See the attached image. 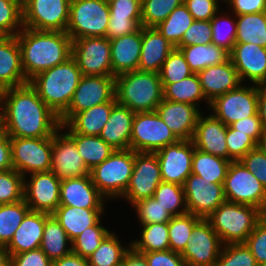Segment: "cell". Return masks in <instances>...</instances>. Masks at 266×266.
I'll use <instances>...</instances> for the list:
<instances>
[{"mask_svg":"<svg viewBox=\"0 0 266 266\" xmlns=\"http://www.w3.org/2000/svg\"><path fill=\"white\" fill-rule=\"evenodd\" d=\"M60 125L59 116L39 98L30 83L7 88L0 128L9 137H50Z\"/></svg>","mask_w":266,"mask_h":266,"instance_id":"1","label":"cell"},{"mask_svg":"<svg viewBox=\"0 0 266 266\" xmlns=\"http://www.w3.org/2000/svg\"><path fill=\"white\" fill-rule=\"evenodd\" d=\"M16 37L28 81L72 56V39L66 32L38 31L23 27Z\"/></svg>","mask_w":266,"mask_h":266,"instance_id":"2","label":"cell"},{"mask_svg":"<svg viewBox=\"0 0 266 266\" xmlns=\"http://www.w3.org/2000/svg\"><path fill=\"white\" fill-rule=\"evenodd\" d=\"M75 59L42 71L29 80L39 98L59 117L68 109L82 77Z\"/></svg>","mask_w":266,"mask_h":266,"instance_id":"3","label":"cell"},{"mask_svg":"<svg viewBox=\"0 0 266 266\" xmlns=\"http://www.w3.org/2000/svg\"><path fill=\"white\" fill-rule=\"evenodd\" d=\"M115 99L135 113L155 111L163 99L159 73L135 70L115 76Z\"/></svg>","mask_w":266,"mask_h":266,"instance_id":"4","label":"cell"},{"mask_svg":"<svg viewBox=\"0 0 266 266\" xmlns=\"http://www.w3.org/2000/svg\"><path fill=\"white\" fill-rule=\"evenodd\" d=\"M264 215L254 206L225 200L206 219L225 245L244 243Z\"/></svg>","mask_w":266,"mask_h":266,"instance_id":"5","label":"cell"},{"mask_svg":"<svg viewBox=\"0 0 266 266\" xmlns=\"http://www.w3.org/2000/svg\"><path fill=\"white\" fill-rule=\"evenodd\" d=\"M134 166V151L114 150L102 163L90 170L93 184L105 197H123Z\"/></svg>","mask_w":266,"mask_h":266,"instance_id":"6","label":"cell"},{"mask_svg":"<svg viewBox=\"0 0 266 266\" xmlns=\"http://www.w3.org/2000/svg\"><path fill=\"white\" fill-rule=\"evenodd\" d=\"M110 10L105 0H71L66 33L72 41L84 37H106Z\"/></svg>","mask_w":266,"mask_h":266,"instance_id":"7","label":"cell"},{"mask_svg":"<svg viewBox=\"0 0 266 266\" xmlns=\"http://www.w3.org/2000/svg\"><path fill=\"white\" fill-rule=\"evenodd\" d=\"M223 188L227 201L254 206L266 215V189L240 161H231Z\"/></svg>","mask_w":266,"mask_h":266,"instance_id":"8","label":"cell"},{"mask_svg":"<svg viewBox=\"0 0 266 266\" xmlns=\"http://www.w3.org/2000/svg\"><path fill=\"white\" fill-rule=\"evenodd\" d=\"M178 140L156 111L135 113L130 138L131 150L155 153Z\"/></svg>","mask_w":266,"mask_h":266,"instance_id":"9","label":"cell"},{"mask_svg":"<svg viewBox=\"0 0 266 266\" xmlns=\"http://www.w3.org/2000/svg\"><path fill=\"white\" fill-rule=\"evenodd\" d=\"M12 166L24 179L26 173L50 171L52 136L42 138L10 137Z\"/></svg>","mask_w":266,"mask_h":266,"instance_id":"10","label":"cell"},{"mask_svg":"<svg viewBox=\"0 0 266 266\" xmlns=\"http://www.w3.org/2000/svg\"><path fill=\"white\" fill-rule=\"evenodd\" d=\"M115 99V77L83 75L68 109L59 117L66 124L76 113Z\"/></svg>","mask_w":266,"mask_h":266,"instance_id":"11","label":"cell"},{"mask_svg":"<svg viewBox=\"0 0 266 266\" xmlns=\"http://www.w3.org/2000/svg\"><path fill=\"white\" fill-rule=\"evenodd\" d=\"M71 0H27L22 5L23 26L38 31L66 32Z\"/></svg>","mask_w":266,"mask_h":266,"instance_id":"12","label":"cell"},{"mask_svg":"<svg viewBox=\"0 0 266 266\" xmlns=\"http://www.w3.org/2000/svg\"><path fill=\"white\" fill-rule=\"evenodd\" d=\"M72 57L82 75L113 76L110 39L84 37L72 41Z\"/></svg>","mask_w":266,"mask_h":266,"instance_id":"13","label":"cell"},{"mask_svg":"<svg viewBox=\"0 0 266 266\" xmlns=\"http://www.w3.org/2000/svg\"><path fill=\"white\" fill-rule=\"evenodd\" d=\"M212 115L226 126L258 113L257 85L246 87L242 84L235 90L218 96L210 102ZM215 112V113H214Z\"/></svg>","mask_w":266,"mask_h":266,"instance_id":"14","label":"cell"},{"mask_svg":"<svg viewBox=\"0 0 266 266\" xmlns=\"http://www.w3.org/2000/svg\"><path fill=\"white\" fill-rule=\"evenodd\" d=\"M161 182V170L156 154L134 151L133 171L123 197L133 205L137 201L153 197Z\"/></svg>","mask_w":266,"mask_h":266,"instance_id":"15","label":"cell"},{"mask_svg":"<svg viewBox=\"0 0 266 266\" xmlns=\"http://www.w3.org/2000/svg\"><path fill=\"white\" fill-rule=\"evenodd\" d=\"M223 243L207 219L193 227L186 248L181 253L187 266H215Z\"/></svg>","mask_w":266,"mask_h":266,"instance_id":"16","label":"cell"},{"mask_svg":"<svg viewBox=\"0 0 266 266\" xmlns=\"http://www.w3.org/2000/svg\"><path fill=\"white\" fill-rule=\"evenodd\" d=\"M24 179L23 199L32 211L52 215L60 206L61 180L52 172H37Z\"/></svg>","mask_w":266,"mask_h":266,"instance_id":"17","label":"cell"},{"mask_svg":"<svg viewBox=\"0 0 266 266\" xmlns=\"http://www.w3.org/2000/svg\"><path fill=\"white\" fill-rule=\"evenodd\" d=\"M188 212L206 219L226 199L223 184L207 181L196 174H190L183 185Z\"/></svg>","mask_w":266,"mask_h":266,"instance_id":"18","label":"cell"},{"mask_svg":"<svg viewBox=\"0 0 266 266\" xmlns=\"http://www.w3.org/2000/svg\"><path fill=\"white\" fill-rule=\"evenodd\" d=\"M195 147L192 140H178L155 152L163 182L184 185L192 173V156Z\"/></svg>","mask_w":266,"mask_h":266,"instance_id":"19","label":"cell"},{"mask_svg":"<svg viewBox=\"0 0 266 266\" xmlns=\"http://www.w3.org/2000/svg\"><path fill=\"white\" fill-rule=\"evenodd\" d=\"M59 129L52 135V171L61 181L90 175L75 142ZM62 133V134H61Z\"/></svg>","mask_w":266,"mask_h":266,"instance_id":"20","label":"cell"},{"mask_svg":"<svg viewBox=\"0 0 266 266\" xmlns=\"http://www.w3.org/2000/svg\"><path fill=\"white\" fill-rule=\"evenodd\" d=\"M230 59L242 81L266 83V48L252 43H235Z\"/></svg>","mask_w":266,"mask_h":266,"instance_id":"21","label":"cell"},{"mask_svg":"<svg viewBox=\"0 0 266 266\" xmlns=\"http://www.w3.org/2000/svg\"><path fill=\"white\" fill-rule=\"evenodd\" d=\"M155 111L179 140H192L201 114L197 106L163 98Z\"/></svg>","mask_w":266,"mask_h":266,"instance_id":"22","label":"cell"},{"mask_svg":"<svg viewBox=\"0 0 266 266\" xmlns=\"http://www.w3.org/2000/svg\"><path fill=\"white\" fill-rule=\"evenodd\" d=\"M227 126L212 114L198 117L192 138L194 147L205 152L229 160L226 145Z\"/></svg>","mask_w":266,"mask_h":266,"instance_id":"23","label":"cell"},{"mask_svg":"<svg viewBox=\"0 0 266 266\" xmlns=\"http://www.w3.org/2000/svg\"><path fill=\"white\" fill-rule=\"evenodd\" d=\"M103 199L105 197L93 184L90 175L61 181L60 206L104 209Z\"/></svg>","mask_w":266,"mask_h":266,"instance_id":"24","label":"cell"},{"mask_svg":"<svg viewBox=\"0 0 266 266\" xmlns=\"http://www.w3.org/2000/svg\"><path fill=\"white\" fill-rule=\"evenodd\" d=\"M197 75L208 105L218 96L235 90L242 83L231 59L223 64L209 66Z\"/></svg>","mask_w":266,"mask_h":266,"instance_id":"25","label":"cell"},{"mask_svg":"<svg viewBox=\"0 0 266 266\" xmlns=\"http://www.w3.org/2000/svg\"><path fill=\"white\" fill-rule=\"evenodd\" d=\"M142 46V26L135 32L110 39L113 76L138 70Z\"/></svg>","mask_w":266,"mask_h":266,"instance_id":"26","label":"cell"},{"mask_svg":"<svg viewBox=\"0 0 266 266\" xmlns=\"http://www.w3.org/2000/svg\"><path fill=\"white\" fill-rule=\"evenodd\" d=\"M175 46L155 27L142 26V46L138 70L159 73Z\"/></svg>","mask_w":266,"mask_h":266,"instance_id":"27","label":"cell"},{"mask_svg":"<svg viewBox=\"0 0 266 266\" xmlns=\"http://www.w3.org/2000/svg\"><path fill=\"white\" fill-rule=\"evenodd\" d=\"M134 116L135 112L117 102L99 136L115 150L130 149Z\"/></svg>","mask_w":266,"mask_h":266,"instance_id":"28","label":"cell"},{"mask_svg":"<svg viewBox=\"0 0 266 266\" xmlns=\"http://www.w3.org/2000/svg\"><path fill=\"white\" fill-rule=\"evenodd\" d=\"M50 214L30 210L6 246L10 255L39 249L43 239L44 225Z\"/></svg>","mask_w":266,"mask_h":266,"instance_id":"29","label":"cell"},{"mask_svg":"<svg viewBox=\"0 0 266 266\" xmlns=\"http://www.w3.org/2000/svg\"><path fill=\"white\" fill-rule=\"evenodd\" d=\"M0 83L12 88L29 83L22 67L21 49L16 36L0 42Z\"/></svg>","mask_w":266,"mask_h":266,"instance_id":"30","label":"cell"},{"mask_svg":"<svg viewBox=\"0 0 266 266\" xmlns=\"http://www.w3.org/2000/svg\"><path fill=\"white\" fill-rule=\"evenodd\" d=\"M116 103L109 101L76 113L66 124H61L60 129H69L67 133L99 136Z\"/></svg>","mask_w":266,"mask_h":266,"instance_id":"31","label":"cell"},{"mask_svg":"<svg viewBox=\"0 0 266 266\" xmlns=\"http://www.w3.org/2000/svg\"><path fill=\"white\" fill-rule=\"evenodd\" d=\"M104 209H84L71 206H59L52 216L73 241L88 227L94 226L100 219Z\"/></svg>","mask_w":266,"mask_h":266,"instance_id":"32","label":"cell"},{"mask_svg":"<svg viewBox=\"0 0 266 266\" xmlns=\"http://www.w3.org/2000/svg\"><path fill=\"white\" fill-rule=\"evenodd\" d=\"M193 73H198L212 65L223 64L230 59V53L225 49L210 43L190 46H176Z\"/></svg>","mask_w":266,"mask_h":266,"instance_id":"33","label":"cell"},{"mask_svg":"<svg viewBox=\"0 0 266 266\" xmlns=\"http://www.w3.org/2000/svg\"><path fill=\"white\" fill-rule=\"evenodd\" d=\"M66 134L75 142L77 150L89 170L106 160L115 150L100 136L78 133Z\"/></svg>","mask_w":266,"mask_h":266,"instance_id":"34","label":"cell"},{"mask_svg":"<svg viewBox=\"0 0 266 266\" xmlns=\"http://www.w3.org/2000/svg\"><path fill=\"white\" fill-rule=\"evenodd\" d=\"M68 242L72 244L59 222L50 215L44 225L40 249L51 261H55L72 252V246L67 247Z\"/></svg>","mask_w":266,"mask_h":266,"instance_id":"35","label":"cell"},{"mask_svg":"<svg viewBox=\"0 0 266 266\" xmlns=\"http://www.w3.org/2000/svg\"><path fill=\"white\" fill-rule=\"evenodd\" d=\"M231 161L205 153L195 148L192 156V174L205 178L207 181L224 184Z\"/></svg>","mask_w":266,"mask_h":266,"instance_id":"36","label":"cell"},{"mask_svg":"<svg viewBox=\"0 0 266 266\" xmlns=\"http://www.w3.org/2000/svg\"><path fill=\"white\" fill-rule=\"evenodd\" d=\"M236 17V43H252L266 48V12Z\"/></svg>","mask_w":266,"mask_h":266,"instance_id":"37","label":"cell"},{"mask_svg":"<svg viewBox=\"0 0 266 266\" xmlns=\"http://www.w3.org/2000/svg\"><path fill=\"white\" fill-rule=\"evenodd\" d=\"M163 98L174 102L199 106V100H207L203 94L197 73L176 83L162 84Z\"/></svg>","mask_w":266,"mask_h":266,"instance_id":"38","label":"cell"},{"mask_svg":"<svg viewBox=\"0 0 266 266\" xmlns=\"http://www.w3.org/2000/svg\"><path fill=\"white\" fill-rule=\"evenodd\" d=\"M194 18L182 3L175 8L168 17L155 28L175 47L181 42L185 31L192 25Z\"/></svg>","mask_w":266,"mask_h":266,"instance_id":"39","label":"cell"},{"mask_svg":"<svg viewBox=\"0 0 266 266\" xmlns=\"http://www.w3.org/2000/svg\"><path fill=\"white\" fill-rule=\"evenodd\" d=\"M140 240L131 242V247L137 252L166 251L170 249L168 223H151L141 225Z\"/></svg>","mask_w":266,"mask_h":266,"instance_id":"40","label":"cell"},{"mask_svg":"<svg viewBox=\"0 0 266 266\" xmlns=\"http://www.w3.org/2000/svg\"><path fill=\"white\" fill-rule=\"evenodd\" d=\"M30 210L24 199L12 204H0V245L7 246L10 243Z\"/></svg>","mask_w":266,"mask_h":266,"instance_id":"41","label":"cell"},{"mask_svg":"<svg viewBox=\"0 0 266 266\" xmlns=\"http://www.w3.org/2000/svg\"><path fill=\"white\" fill-rule=\"evenodd\" d=\"M123 247L115 233H109L100 246L87 258L89 266H120L124 254L130 249Z\"/></svg>","mask_w":266,"mask_h":266,"instance_id":"42","label":"cell"},{"mask_svg":"<svg viewBox=\"0 0 266 266\" xmlns=\"http://www.w3.org/2000/svg\"><path fill=\"white\" fill-rule=\"evenodd\" d=\"M153 198L172 216L188 212L182 185L162 181L155 190Z\"/></svg>","mask_w":266,"mask_h":266,"instance_id":"43","label":"cell"},{"mask_svg":"<svg viewBox=\"0 0 266 266\" xmlns=\"http://www.w3.org/2000/svg\"><path fill=\"white\" fill-rule=\"evenodd\" d=\"M201 218L187 212L182 215L172 216L168 222V236L170 250L182 253L190 239L194 225Z\"/></svg>","mask_w":266,"mask_h":266,"instance_id":"44","label":"cell"},{"mask_svg":"<svg viewBox=\"0 0 266 266\" xmlns=\"http://www.w3.org/2000/svg\"><path fill=\"white\" fill-rule=\"evenodd\" d=\"M184 0H141V23L143 27H156Z\"/></svg>","mask_w":266,"mask_h":266,"instance_id":"45","label":"cell"},{"mask_svg":"<svg viewBox=\"0 0 266 266\" xmlns=\"http://www.w3.org/2000/svg\"><path fill=\"white\" fill-rule=\"evenodd\" d=\"M194 74L182 52L174 48L168 55L159 71V76L162 84L176 83L184 78Z\"/></svg>","mask_w":266,"mask_h":266,"instance_id":"46","label":"cell"},{"mask_svg":"<svg viewBox=\"0 0 266 266\" xmlns=\"http://www.w3.org/2000/svg\"><path fill=\"white\" fill-rule=\"evenodd\" d=\"M109 233L110 231L100 225L99 220L94 226L88 227L72 241V252L87 259Z\"/></svg>","mask_w":266,"mask_h":266,"instance_id":"47","label":"cell"},{"mask_svg":"<svg viewBox=\"0 0 266 266\" xmlns=\"http://www.w3.org/2000/svg\"><path fill=\"white\" fill-rule=\"evenodd\" d=\"M210 21L212 27V43L231 53L236 43V20L234 18L230 19L229 17L225 18L224 14L219 17L216 13Z\"/></svg>","mask_w":266,"mask_h":266,"instance_id":"48","label":"cell"},{"mask_svg":"<svg viewBox=\"0 0 266 266\" xmlns=\"http://www.w3.org/2000/svg\"><path fill=\"white\" fill-rule=\"evenodd\" d=\"M24 177L15 169L0 172V204L23 200Z\"/></svg>","mask_w":266,"mask_h":266,"instance_id":"49","label":"cell"},{"mask_svg":"<svg viewBox=\"0 0 266 266\" xmlns=\"http://www.w3.org/2000/svg\"><path fill=\"white\" fill-rule=\"evenodd\" d=\"M215 266H258V264L245 243H232L222 246Z\"/></svg>","mask_w":266,"mask_h":266,"instance_id":"50","label":"cell"},{"mask_svg":"<svg viewBox=\"0 0 266 266\" xmlns=\"http://www.w3.org/2000/svg\"><path fill=\"white\" fill-rule=\"evenodd\" d=\"M0 27L16 36L24 27L22 5L15 0H0Z\"/></svg>","mask_w":266,"mask_h":266,"instance_id":"51","label":"cell"},{"mask_svg":"<svg viewBox=\"0 0 266 266\" xmlns=\"http://www.w3.org/2000/svg\"><path fill=\"white\" fill-rule=\"evenodd\" d=\"M133 207L136 209L141 225L168 223L172 218V215L164 210L153 197L137 201Z\"/></svg>","mask_w":266,"mask_h":266,"instance_id":"52","label":"cell"},{"mask_svg":"<svg viewBox=\"0 0 266 266\" xmlns=\"http://www.w3.org/2000/svg\"><path fill=\"white\" fill-rule=\"evenodd\" d=\"M226 145L229 161H240L250 150L257 147V143L247 134L227 126Z\"/></svg>","mask_w":266,"mask_h":266,"instance_id":"53","label":"cell"},{"mask_svg":"<svg viewBox=\"0 0 266 266\" xmlns=\"http://www.w3.org/2000/svg\"><path fill=\"white\" fill-rule=\"evenodd\" d=\"M210 43H212L211 21L194 20L177 46L206 45Z\"/></svg>","mask_w":266,"mask_h":266,"instance_id":"54","label":"cell"},{"mask_svg":"<svg viewBox=\"0 0 266 266\" xmlns=\"http://www.w3.org/2000/svg\"><path fill=\"white\" fill-rule=\"evenodd\" d=\"M244 243L255 257L258 265L266 262V215L257 223Z\"/></svg>","mask_w":266,"mask_h":266,"instance_id":"55","label":"cell"},{"mask_svg":"<svg viewBox=\"0 0 266 266\" xmlns=\"http://www.w3.org/2000/svg\"><path fill=\"white\" fill-rule=\"evenodd\" d=\"M142 26L141 17H121L110 15L106 37L115 39L131 34Z\"/></svg>","mask_w":266,"mask_h":266,"instance_id":"56","label":"cell"},{"mask_svg":"<svg viewBox=\"0 0 266 266\" xmlns=\"http://www.w3.org/2000/svg\"><path fill=\"white\" fill-rule=\"evenodd\" d=\"M240 162L253 173L266 189V154L256 147L250 150Z\"/></svg>","mask_w":266,"mask_h":266,"instance_id":"57","label":"cell"},{"mask_svg":"<svg viewBox=\"0 0 266 266\" xmlns=\"http://www.w3.org/2000/svg\"><path fill=\"white\" fill-rule=\"evenodd\" d=\"M194 20L210 21L219 12L217 0H184Z\"/></svg>","mask_w":266,"mask_h":266,"instance_id":"58","label":"cell"},{"mask_svg":"<svg viewBox=\"0 0 266 266\" xmlns=\"http://www.w3.org/2000/svg\"><path fill=\"white\" fill-rule=\"evenodd\" d=\"M145 256L148 266H187L180 253L172 250L140 252Z\"/></svg>","mask_w":266,"mask_h":266,"instance_id":"59","label":"cell"},{"mask_svg":"<svg viewBox=\"0 0 266 266\" xmlns=\"http://www.w3.org/2000/svg\"><path fill=\"white\" fill-rule=\"evenodd\" d=\"M52 261L39 248L11 255L10 266H51Z\"/></svg>","mask_w":266,"mask_h":266,"instance_id":"60","label":"cell"},{"mask_svg":"<svg viewBox=\"0 0 266 266\" xmlns=\"http://www.w3.org/2000/svg\"><path fill=\"white\" fill-rule=\"evenodd\" d=\"M108 6L110 15L141 17V0H112Z\"/></svg>","mask_w":266,"mask_h":266,"instance_id":"61","label":"cell"},{"mask_svg":"<svg viewBox=\"0 0 266 266\" xmlns=\"http://www.w3.org/2000/svg\"><path fill=\"white\" fill-rule=\"evenodd\" d=\"M233 129L239 132L249 135L256 143L259 142L261 135L263 134L264 128L260 120L259 114L254 116L241 119L230 125Z\"/></svg>","mask_w":266,"mask_h":266,"instance_id":"62","label":"cell"},{"mask_svg":"<svg viewBox=\"0 0 266 266\" xmlns=\"http://www.w3.org/2000/svg\"><path fill=\"white\" fill-rule=\"evenodd\" d=\"M235 16L266 12V0H227Z\"/></svg>","mask_w":266,"mask_h":266,"instance_id":"63","label":"cell"},{"mask_svg":"<svg viewBox=\"0 0 266 266\" xmlns=\"http://www.w3.org/2000/svg\"><path fill=\"white\" fill-rule=\"evenodd\" d=\"M13 169L10 137L0 128V172Z\"/></svg>","mask_w":266,"mask_h":266,"instance_id":"64","label":"cell"},{"mask_svg":"<svg viewBox=\"0 0 266 266\" xmlns=\"http://www.w3.org/2000/svg\"><path fill=\"white\" fill-rule=\"evenodd\" d=\"M51 266H89L88 260L73 252L70 254L52 261Z\"/></svg>","mask_w":266,"mask_h":266,"instance_id":"65","label":"cell"},{"mask_svg":"<svg viewBox=\"0 0 266 266\" xmlns=\"http://www.w3.org/2000/svg\"><path fill=\"white\" fill-rule=\"evenodd\" d=\"M122 266H148L145 256L132 247L124 254Z\"/></svg>","mask_w":266,"mask_h":266,"instance_id":"66","label":"cell"},{"mask_svg":"<svg viewBox=\"0 0 266 266\" xmlns=\"http://www.w3.org/2000/svg\"><path fill=\"white\" fill-rule=\"evenodd\" d=\"M258 114L264 130H266V83L258 84Z\"/></svg>","mask_w":266,"mask_h":266,"instance_id":"67","label":"cell"},{"mask_svg":"<svg viewBox=\"0 0 266 266\" xmlns=\"http://www.w3.org/2000/svg\"><path fill=\"white\" fill-rule=\"evenodd\" d=\"M11 255L6 246L0 245V266H10Z\"/></svg>","mask_w":266,"mask_h":266,"instance_id":"68","label":"cell"},{"mask_svg":"<svg viewBox=\"0 0 266 266\" xmlns=\"http://www.w3.org/2000/svg\"><path fill=\"white\" fill-rule=\"evenodd\" d=\"M6 91H7V88L3 84L0 83V118L4 111Z\"/></svg>","mask_w":266,"mask_h":266,"instance_id":"69","label":"cell"},{"mask_svg":"<svg viewBox=\"0 0 266 266\" xmlns=\"http://www.w3.org/2000/svg\"><path fill=\"white\" fill-rule=\"evenodd\" d=\"M257 147L266 154V130L263 131V134L257 143Z\"/></svg>","mask_w":266,"mask_h":266,"instance_id":"70","label":"cell"},{"mask_svg":"<svg viewBox=\"0 0 266 266\" xmlns=\"http://www.w3.org/2000/svg\"><path fill=\"white\" fill-rule=\"evenodd\" d=\"M10 35L2 28L0 27V42L5 40Z\"/></svg>","mask_w":266,"mask_h":266,"instance_id":"71","label":"cell"},{"mask_svg":"<svg viewBox=\"0 0 266 266\" xmlns=\"http://www.w3.org/2000/svg\"><path fill=\"white\" fill-rule=\"evenodd\" d=\"M17 1L18 3H20L21 5H23L27 0H15Z\"/></svg>","mask_w":266,"mask_h":266,"instance_id":"72","label":"cell"},{"mask_svg":"<svg viewBox=\"0 0 266 266\" xmlns=\"http://www.w3.org/2000/svg\"><path fill=\"white\" fill-rule=\"evenodd\" d=\"M258 266H266V262L265 263H262V264H260Z\"/></svg>","mask_w":266,"mask_h":266,"instance_id":"73","label":"cell"}]
</instances>
